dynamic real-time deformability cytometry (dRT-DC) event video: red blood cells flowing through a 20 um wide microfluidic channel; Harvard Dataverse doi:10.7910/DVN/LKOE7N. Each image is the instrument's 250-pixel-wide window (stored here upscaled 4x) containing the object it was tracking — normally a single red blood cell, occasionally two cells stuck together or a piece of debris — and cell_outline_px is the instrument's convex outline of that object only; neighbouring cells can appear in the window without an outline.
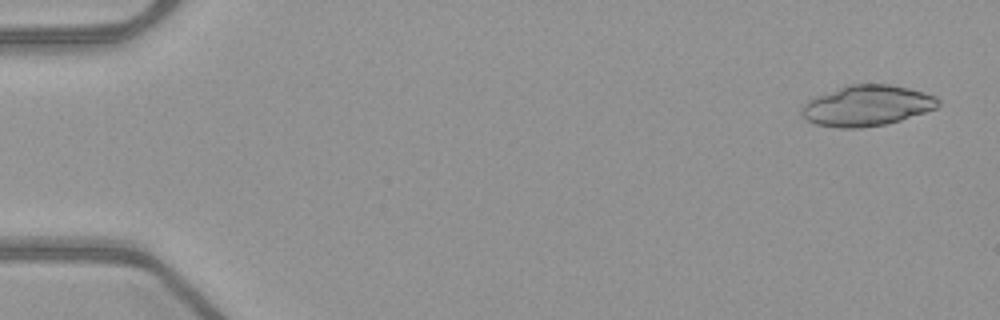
{"species": "common noctule bat (a hibernating species)", "species_latin": "Nyctalus noctula", "temperature_condition": "warm", "stored_images_in_passage": 51, "segment_of_instrument_passage": [1, 2], "camera_frame_rate_fps": 3000, "um_per_image_px": 0.085, "animal": {"sex": "female", "body_mass_g": 21.9}, "frame": {"image": 1, "passage_image": 2, "time_ms": 0.333, "image_size_px": [1000, 320], "cell_outline_px": [[940, 104], [936, 108], [900, 120], [884, 124], [860, 128], [840, 128], [816, 124], [808, 120], [800, 112], [800, 108], [812, 96], [844, 84], [888, 84], [908, 88], [924, 92], [936, 96], [940, 100]], "centroid_in_image_um": [73.64, 8.96], "position_along_channel_um": 11.4, "area_um2": 32.6}}
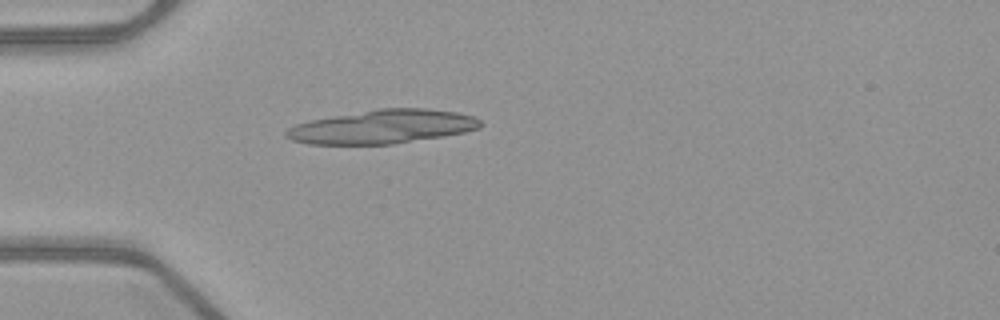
{"frame": {"image": 2, "passage_image": 15, "time_ms": 4.667, "image_size_px": [1000, 320], "cell_outline_px": [[484, 124], [480, 128], [464, 132], [444, 136], [392, 144], [308, 144], [292, 140], [284, 136], [284, 132], [288, 128], [296, 124], [312, 120], [380, 108], [428, 108], [456, 112], [472, 116], [480, 120]], "centroid_in_image_um": [32.53, 10.77], "position_along_channel_um": 52.5, "area_um2": 38.03}}